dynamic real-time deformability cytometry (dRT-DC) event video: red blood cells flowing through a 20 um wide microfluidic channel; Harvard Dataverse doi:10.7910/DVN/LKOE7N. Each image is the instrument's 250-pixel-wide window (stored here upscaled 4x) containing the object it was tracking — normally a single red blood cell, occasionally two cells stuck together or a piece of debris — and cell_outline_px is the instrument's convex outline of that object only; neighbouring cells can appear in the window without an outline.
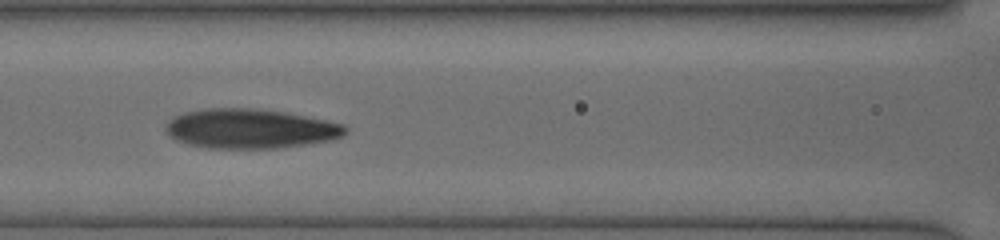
{"species": "human", "species_latin": "Homo sapiens", "temperature_condition": "cold", "stored_images_in_passage": 7, "camera_frame_rate_fps": 3000, "um_per_image_px": 0.085, "donor": {"sex": "female"}, "frame": {"image": 1, "passage_image": 6, "time_ms": 4.667, "image_size_px": [1000, 240], "cell_outline_px": [[348, 132], [344, 136], [332, 140], [308, 144], [276, 148], [204, 148], [188, 144], [176, 140], [168, 136], [164, 128], [176, 116], [188, 112], [208, 108], [252, 108], [284, 112], [344, 124], [348, 128]], "centroid_in_image_um": [21.3, 10.95], "position_along_channel_um": 145.3, "area_um2": 41.27}}